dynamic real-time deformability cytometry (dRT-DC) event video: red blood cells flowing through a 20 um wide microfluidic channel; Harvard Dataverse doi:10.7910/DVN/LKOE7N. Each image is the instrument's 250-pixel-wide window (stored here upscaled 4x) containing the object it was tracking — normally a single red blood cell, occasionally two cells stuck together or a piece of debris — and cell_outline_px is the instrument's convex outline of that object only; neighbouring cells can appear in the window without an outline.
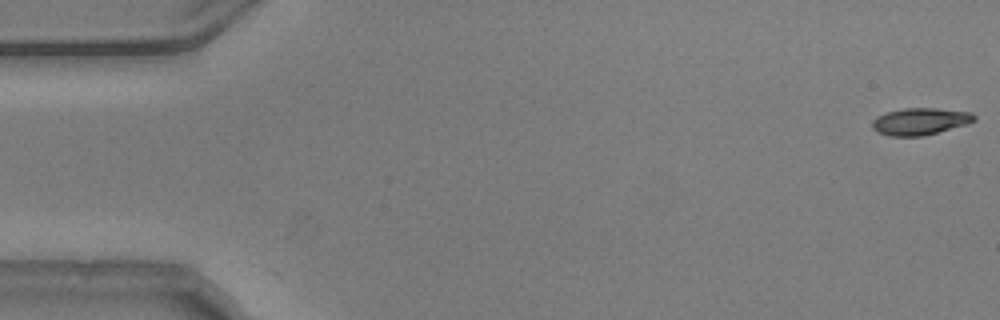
{"species": "common noctule bat (a hibernating species)", "species_latin": "Nyctalus noctula", "temperature_condition": "warm", "stored_images_in_passage": 54, "camera_frame_rate_fps": 3000, "um_per_image_px": 0.085, "animal": {"sex": "male", "body_mass_g": 20.5, "forearm_length_mm": 52.5}, "frame": {"image": 1, "passage_image": 1, "time_ms": 0.0, "image_size_px": [1000, 320], "cell_outline_px": [[976, 120], [968, 124], [924, 136], [888, 136], [876, 132], [872, 128], [872, 120], [876, 116], [884, 112], [904, 108], [936, 108], [972, 112], [976, 116]], "centroid_in_image_um": [78.19, 10.32], "position_along_channel_um": 6.8, "area_um2": 16.36}}
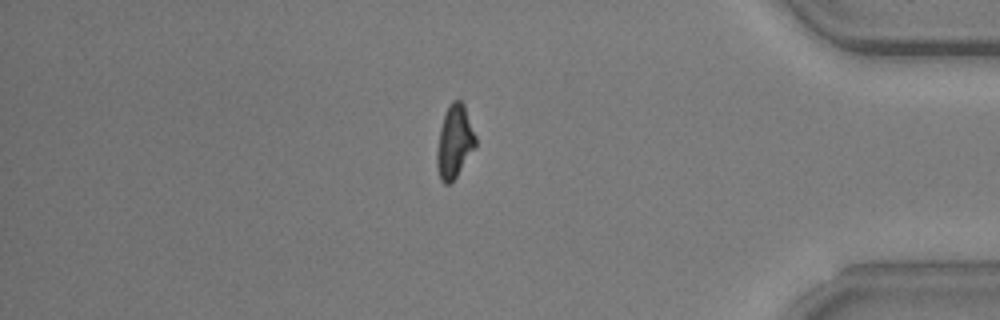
{"frame": {"image": 2, "passage_image": 46, "time_ms": 15.0, "image_size_px": [1000, 320], "cell_outline_px": [[476, 148], [452, 184], [444, 184], [440, 180], [436, 164], [436, 152], [440, 128], [448, 104], [452, 100], [460, 100], [464, 104], [476, 136]], "centroid_in_image_um": [38.64, 12.09], "position_along_channel_um": 396.6, "area_um2": 16.82}}
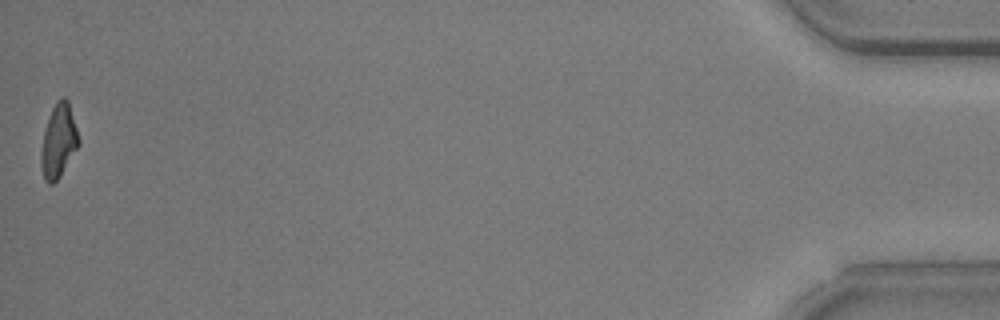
{"frame": {"image": 3, "passage_image": 54, "time_ms": 17.667, "image_size_px": [1000, 320], "cell_outline_px": [[80, 144], [60, 176], [52, 184], [48, 184], [44, 180], [40, 164], [40, 152], [44, 132], [52, 108], [56, 100], [64, 96], [68, 100], [80, 140]], "centroid_in_image_um": [4.97, 12.0], "position_along_channel_um": 430.2, "area_um2": 16.13}, "authors_computed_cell_mechanics": {"area_um2": 16.6753, "velocity_mm_per_s": 3.7545, "shape_relaxation_time_tau1_ms": 3.5211, "shape_relaxation_time_tau2_ms": 3.7459, "deformation_change_tau1": 0.1546, "deformation_change_tau2": 0.1091}}